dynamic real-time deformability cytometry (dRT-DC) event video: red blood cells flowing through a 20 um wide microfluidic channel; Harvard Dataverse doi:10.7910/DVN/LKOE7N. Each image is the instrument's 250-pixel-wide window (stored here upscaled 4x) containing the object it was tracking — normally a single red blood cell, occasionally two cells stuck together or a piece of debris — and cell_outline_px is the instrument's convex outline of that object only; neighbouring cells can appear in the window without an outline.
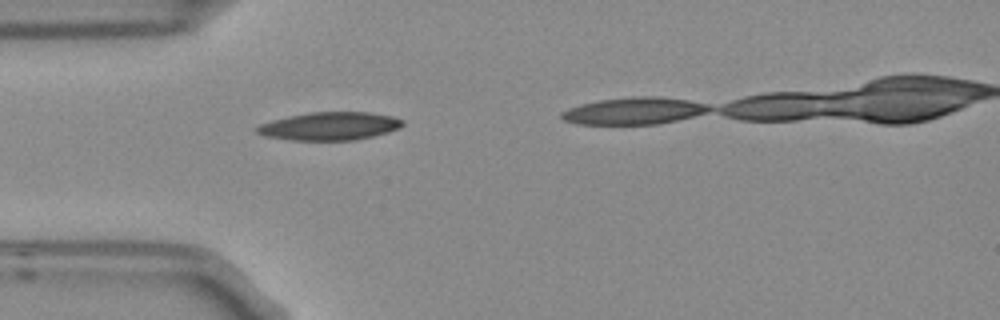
{"species": "Egyptian fruit bat (a non-hibernating species)", "species_latin": "Rousettus aegyptiacus", "temperature_condition": "room temperature", "stored_images_in_passage": 4, "camera_frame_rate_fps": 3000, "um_per_image_px": 0.085, "frame": {"image": 1, "passage_image": 3, "time_ms": 0.667, "image_size_px": [1000, 320], "cell_outline_px": [[404, 124], [400, 128], [388, 132], [356, 140], [292, 140], [264, 136], [256, 132], [252, 128], [260, 124], [272, 120], [288, 116], [308, 112], [372, 112], [392, 116], [404, 120]], "centroid_in_image_um": [28.01, 10.71], "position_along_channel_um": 57.0, "area_um2": 24.04}}